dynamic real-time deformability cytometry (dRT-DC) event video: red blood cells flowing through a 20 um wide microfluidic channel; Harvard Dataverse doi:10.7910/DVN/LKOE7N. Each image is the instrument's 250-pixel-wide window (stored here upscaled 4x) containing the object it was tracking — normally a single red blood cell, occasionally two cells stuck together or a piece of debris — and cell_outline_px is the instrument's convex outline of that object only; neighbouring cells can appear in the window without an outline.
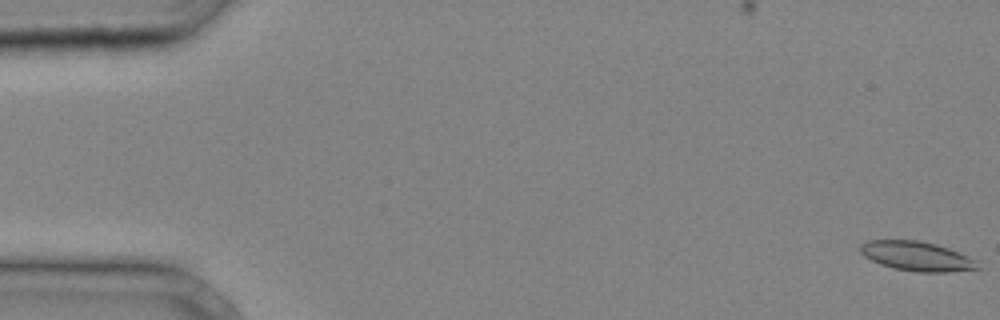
{"species": "common noctule bat (a hibernating species)", "species_latin": "Nyctalus noctula", "temperature_condition": "cold", "stored_images_in_passage": 39, "camera_frame_rate_fps": 3000, "um_per_image_px": 0.085, "animal": {"sex": "male", "body_mass_g": 20.4}, "frame": {"image": 1, "passage_image": 1, "time_ms": 0.0, "image_size_px": [1000, 320], "cell_outline_px": [[980, 268], [948, 272], [916, 272], [892, 268], [880, 264], [864, 256], [860, 252], [860, 244], [868, 240], [916, 240], [936, 244], [948, 248], [980, 260]], "centroid_in_image_um": [77.96, 21.78], "position_along_channel_um": 7.0, "area_um2": 20.35}}
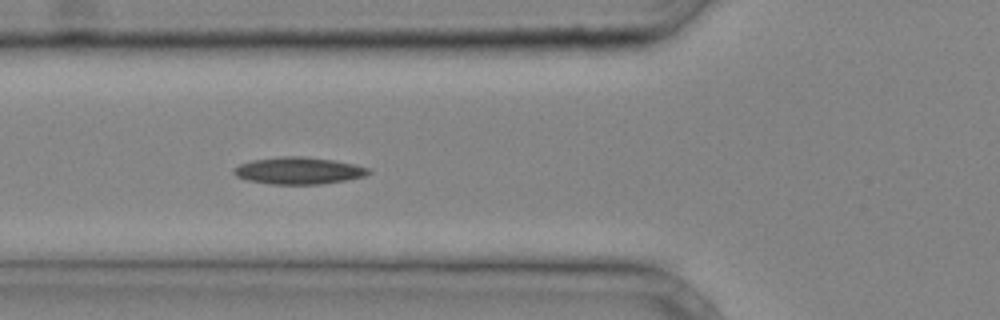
{"frame": {"image": 2, "passage_image": 15, "time_ms": 4.667, "image_size_px": [1000, 320], "cell_outline_px": [[372, 172], [364, 176], [344, 180], [320, 184], [272, 184], [248, 180], [236, 176], [232, 172], [232, 168], [240, 164], [252, 160], [284, 156], [304, 156], [332, 160], [352, 164], [368, 168]], "centroid_in_image_um": [25.34, 14.5], "position_along_channel_um": 100.5, "area_um2": 20.98}}
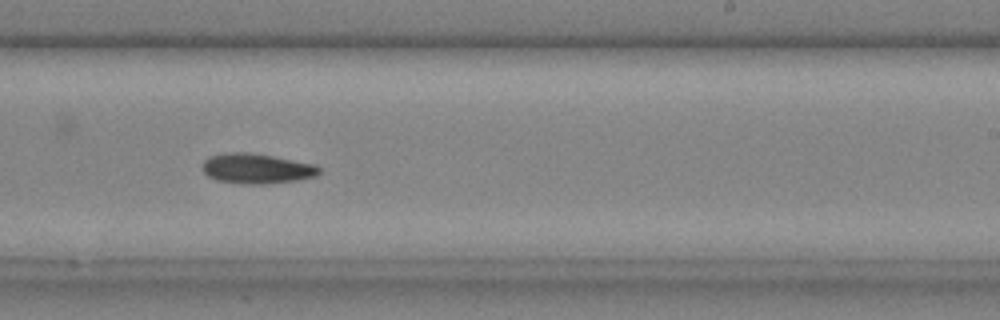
{"frame": {"image": 3, "passage_image": 25, "time_ms": 8.0, "image_size_px": [1000, 320], "cell_outline_px": [[320, 172], [316, 176], [296, 180], [264, 184], [244, 184], [216, 180], [208, 176], [204, 172], [204, 160], [208, 156], [228, 152], [244, 152], [272, 156], [316, 164], [320, 168]], "centroid_in_image_um": [21.82, 14.33], "position_along_channel_um": 267.2, "area_um2": 20.35}}